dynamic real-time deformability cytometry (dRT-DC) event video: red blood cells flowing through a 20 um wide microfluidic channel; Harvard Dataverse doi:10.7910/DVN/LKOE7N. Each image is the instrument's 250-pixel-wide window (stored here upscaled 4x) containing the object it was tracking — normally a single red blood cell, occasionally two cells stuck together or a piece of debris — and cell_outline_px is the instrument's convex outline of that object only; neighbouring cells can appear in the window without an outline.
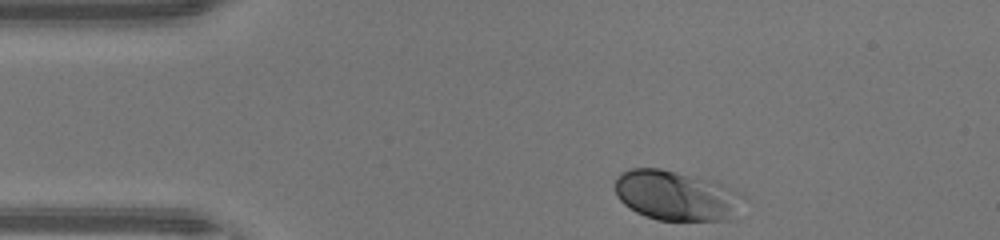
{"species": "human", "species_latin": "Homo sapiens", "temperature_condition": "warm", "stored_images_in_passage": 31, "camera_frame_rate_fps": 3000, "um_per_image_px": 0.085, "donor": {"sex": "male"}, "frame": {"image": 1, "passage_image": 1, "time_ms": 0.0, "image_size_px": [1000, 240], "cell_outline_px": [[748, 200], [728, 220], [656, 220], [644, 216], [636, 212], [624, 204], [616, 196], [616, 176], [620, 172], [632, 168], [660, 168], [720, 180], [744, 192], [748, 196]], "centroid_in_image_um": [57.59, 16.6], "position_along_channel_um": 27.4, "area_um2": 38.61}}
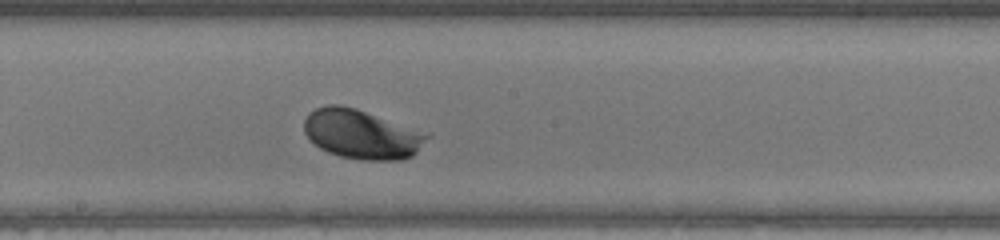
{"frame": {"image": 2, "passage_image": 18, "time_ms": 5.667, "image_size_px": [1000, 240], "cell_outline_px": [[432, 136], [412, 156], [400, 160], [360, 160], [340, 156], [328, 152], [320, 148], [304, 132], [304, 120], [308, 112], [316, 108], [328, 104], [340, 104], [356, 108], [432, 132]], "centroid_in_image_um": [30.81, 11.39], "position_along_channel_um": 217.4, "area_um2": 36.01}}
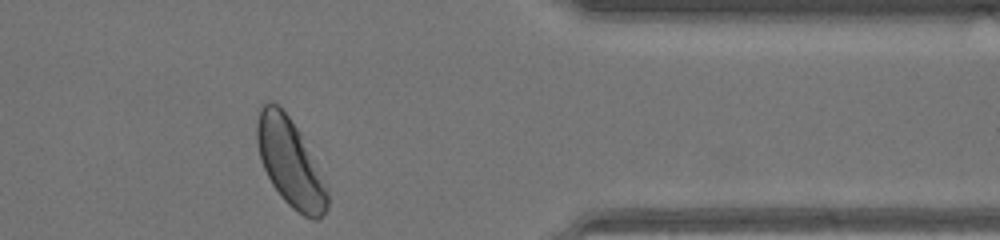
{"frame": {"image": 3, "passage_image": 31, "time_ms": 10.0, "image_size_px": [1000, 240], "cell_outline_px": [[328, 208], [320, 220], [312, 220], [304, 216], [292, 208], [280, 196], [272, 184], [260, 160], [256, 140], [256, 120], [260, 104], [264, 100], [272, 100], [288, 116], [296, 128], [328, 192]], "centroid_in_image_um": [24.59, 13.82], "position_along_channel_um": 386.8, "area_um2": 35.32}, "authors_computed_cell_mechanics": {"area_um2": 35.0846, "velocity_mm_per_s": 4.3959, "shape_relaxation_time_tau1_ms": 1.0656, "shape_relaxation_time_tau2_ms": null, "deformation_change_tau1": 0.1182, "deformation_change_tau2": null}}